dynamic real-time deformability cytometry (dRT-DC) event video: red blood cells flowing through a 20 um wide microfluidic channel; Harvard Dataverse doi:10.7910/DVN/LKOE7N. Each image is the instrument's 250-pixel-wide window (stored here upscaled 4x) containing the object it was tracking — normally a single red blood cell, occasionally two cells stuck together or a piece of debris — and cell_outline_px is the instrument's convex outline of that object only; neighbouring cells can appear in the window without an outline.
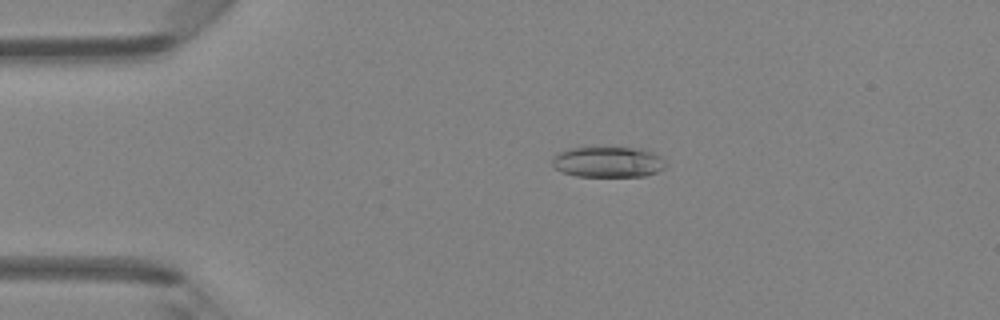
{"species": "Egyptian fruit bat (a non-hibernating species)", "species_latin": "Rousettus aegyptiacus", "temperature_condition": "room temperature", "stored_images_in_passage": 47, "camera_frame_rate_fps": 3000, "um_per_image_px": 0.085, "animal": {"sex": "female"}, "frame": {"image": 1, "passage_image": 10, "time_ms": 3.0, "image_size_px": [1000, 320], "cell_outline_px": [[664, 168], [656, 172], [644, 176], [576, 176], [564, 172], [556, 168], [552, 164], [552, 160], [560, 152], [572, 148], [600, 144], [640, 148], [652, 152], [660, 156], [664, 160]], "centroid_in_image_um": [51.69, 13.71], "position_along_channel_um": 33.3, "area_um2": 20.87}}
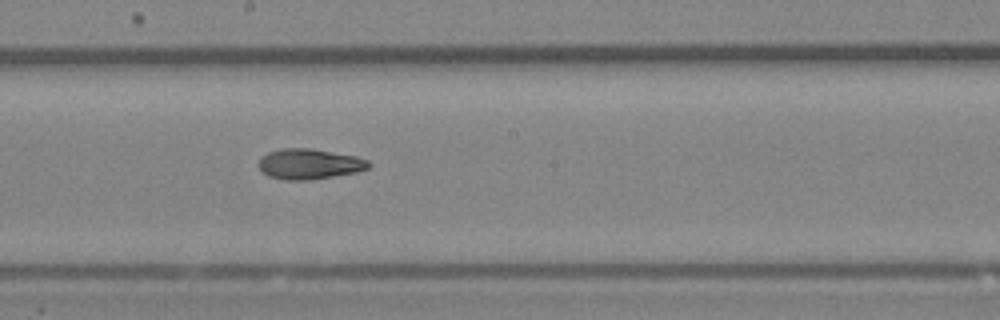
{"frame": {"image": 2, "passage_image": 26, "time_ms": 8.333, "image_size_px": [1000, 320], "cell_outline_px": [[372, 164], [368, 168], [356, 172], [312, 180], [284, 180], [268, 176], [260, 172], [260, 156], [268, 152], [284, 148], [312, 148], [356, 156], [368, 160]], "centroid_in_image_um": [26.29, 13.94], "position_along_channel_um": 221.9, "area_um2": 19.65}}
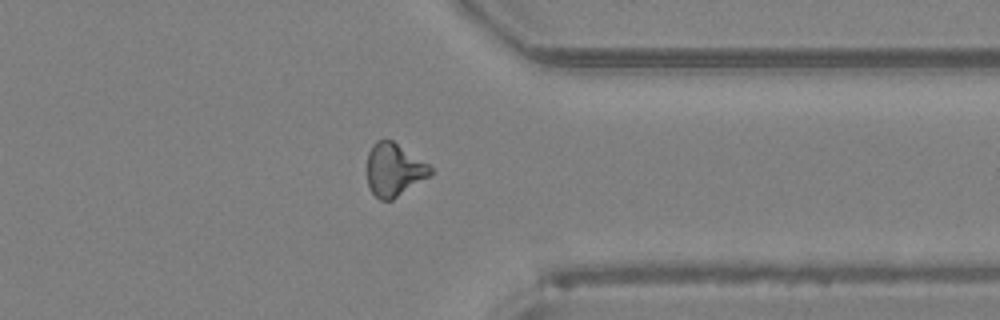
{"frame": {"image": 3, "passage_image": 37, "time_ms": 12.0, "image_size_px": [1000, 320], "cell_outline_px": [[432, 172], [428, 176], [392, 200], [380, 200], [372, 192], [368, 184], [368, 152], [372, 144], [376, 140], [392, 140], [428, 164], [432, 168]], "centroid_in_image_um": [33.47, 14.42], "position_along_channel_um": 377.9, "area_um2": 19.13}, "authors_computed_cell_mechanics": {"area_um2": 19.5364, "velocity_mm_per_s": 4.3707, "shape_relaxation_time_tau1_ms": 4.0087, "shape_relaxation_time_tau2_ms": 4.3288, "deformation_change_tau1": 0.1578, "deformation_change_tau2": 0.1408}}